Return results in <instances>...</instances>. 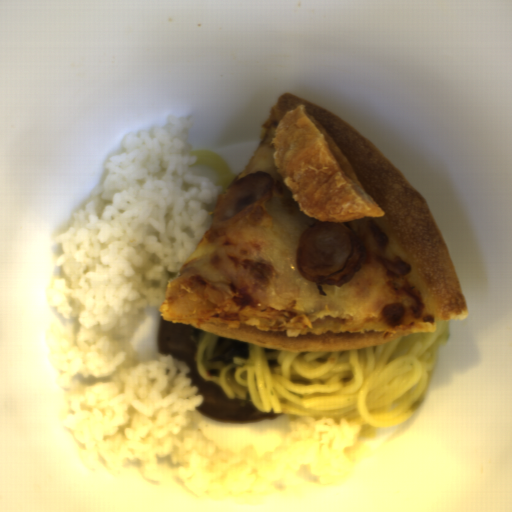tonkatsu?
Listing matches in <instances>:
<instances>
[{"instance_id": "tonkatsu-1", "label": "tonkatsu", "mask_w": 512, "mask_h": 512, "mask_svg": "<svg viewBox=\"0 0 512 512\" xmlns=\"http://www.w3.org/2000/svg\"><path fill=\"white\" fill-rule=\"evenodd\" d=\"M271 144L283 184L311 219L346 222L384 216L343 151L307 107L300 105L282 116Z\"/></svg>"}]
</instances>
